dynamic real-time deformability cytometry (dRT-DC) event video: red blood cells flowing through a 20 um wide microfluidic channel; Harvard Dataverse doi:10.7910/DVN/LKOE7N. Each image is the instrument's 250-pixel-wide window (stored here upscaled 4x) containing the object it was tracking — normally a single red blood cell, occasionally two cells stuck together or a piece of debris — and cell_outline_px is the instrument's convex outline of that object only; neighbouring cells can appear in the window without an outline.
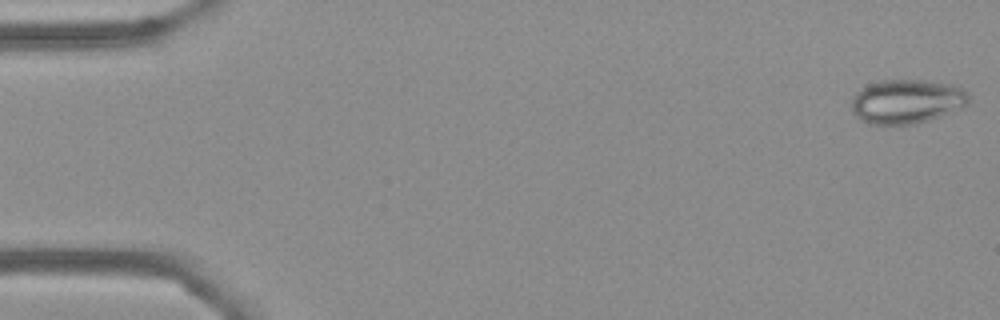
{"species": "Egyptian fruit bat (a non-hibernating species)", "species_latin": "Rousettus aegyptiacus", "temperature_condition": "cold", "stored_images_in_passage": 55, "camera_frame_rate_fps": 3000, "um_per_image_px": 0.085, "frame": {"image": 1, "passage_image": 1, "time_ms": 0.0, "image_size_px": [1000, 320], "cell_outline_px": [[968, 104], [964, 108], [916, 124], [868, 124], [860, 120], [852, 112], [852, 96], [860, 88], [868, 84], [880, 80], [920, 80], [960, 84], [968, 92]], "centroid_in_image_um": [77.1, 8.61], "position_along_channel_um": 7.9, "area_um2": 30.75}}
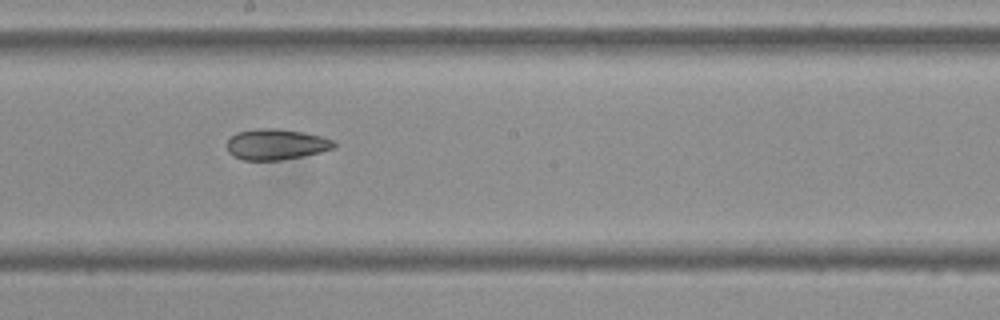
{"frame": {"image": 2, "passage_image": 30, "time_ms": 9.667, "image_size_px": [1000, 320], "cell_outline_px": [[336, 144], [332, 148], [320, 152], [304, 156], [280, 160], [244, 160], [232, 156], [228, 152], [228, 140], [236, 132], [256, 128], [276, 128], [304, 132], [320, 136], [332, 140]], "centroid_in_image_um": [23.44, 12.27], "position_along_channel_um": 224.8, "area_um2": 19.19}}
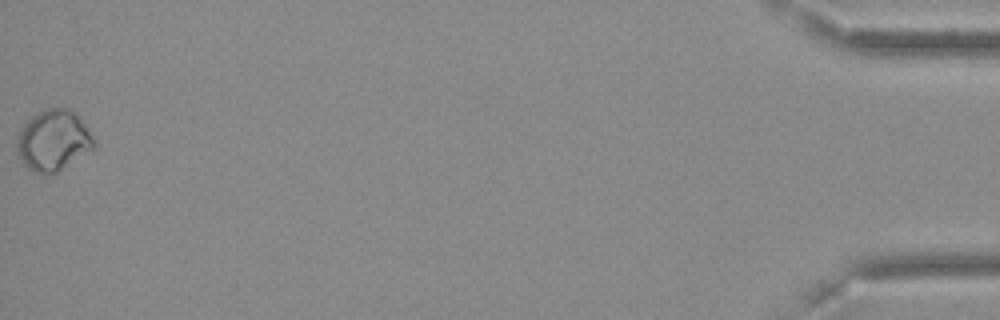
{"frame": {"image": 3, "passage_image": 55, "time_ms": 18.0, "image_size_px": [1000, 320], "cell_outline_px": [[96, 148], [56, 172], [36, 172], [28, 168], [24, 164], [16, 148], [16, 140], [20, 128], [36, 112], [44, 108], [72, 108], [80, 116], [96, 140]], "centroid_in_image_um": [4.57, 11.88], "position_along_channel_um": 430.6, "area_um2": 27.51}, "authors_computed_cell_mechanics": {"area_um2": 22.3686, "velocity_mm_per_s": 3.6434, "shape_relaxation_time_tau1_ms": null, "shape_relaxation_time_tau2_ms": 2.8513, "deformation_change_tau1": null, "deformation_change_tau2": 0.0516}}